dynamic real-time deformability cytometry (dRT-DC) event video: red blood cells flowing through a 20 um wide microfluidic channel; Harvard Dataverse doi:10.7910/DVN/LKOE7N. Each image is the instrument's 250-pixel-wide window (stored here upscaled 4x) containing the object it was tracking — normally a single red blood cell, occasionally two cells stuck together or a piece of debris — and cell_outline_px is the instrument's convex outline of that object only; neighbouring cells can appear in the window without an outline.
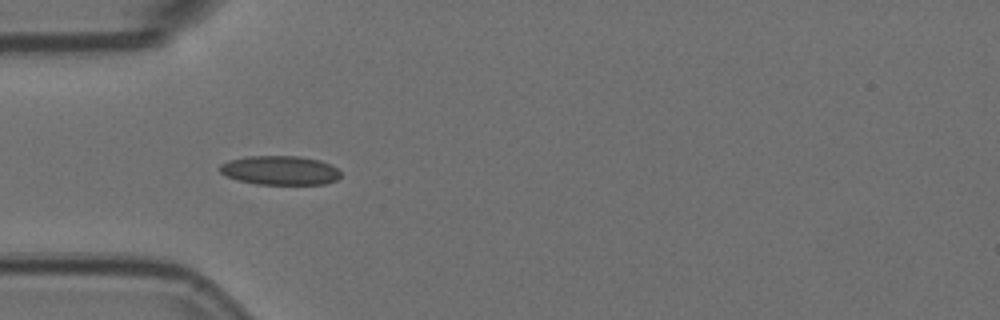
{"species": "Egyptian fruit bat (a non-hibernating species)", "species_latin": "Rousettus aegyptiacus", "temperature_condition": "room temperature", "stored_images_in_passage": 15, "camera_frame_rate_fps": 3000, "um_per_image_px": 0.085, "animal": {"sex": "female"}, "frame": {"image": 1, "passage_image": 5, "time_ms": 1.333, "image_size_px": [1000, 320], "cell_outline_px": [[340, 176], [336, 180], [324, 184], [256, 184], [236, 180], [224, 176], [216, 168], [220, 164], [228, 160], [248, 156], [300, 156], [320, 160], [336, 168], [340, 172]], "centroid_in_image_um": [23.72, 14.48], "position_along_channel_um": 61.3, "area_um2": 20.69}}
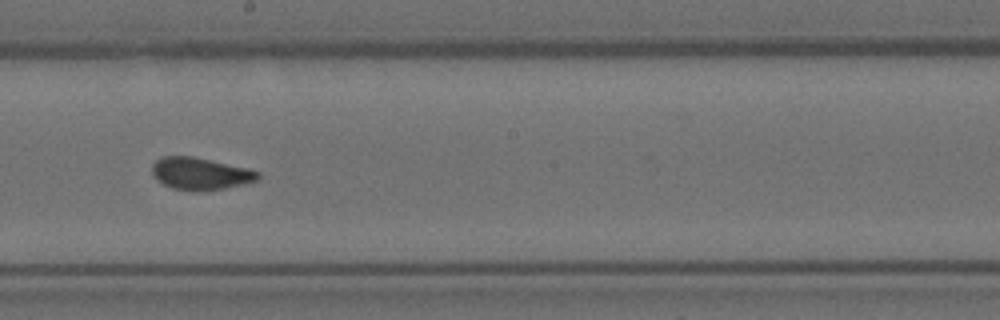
{"frame": {"image": 2, "passage_image": 9, "time_ms": 2.667, "image_size_px": [1000, 320], "cell_outline_px": [[260, 176], [256, 180], [224, 188], [200, 192], [196, 192], [172, 188], [156, 180], [152, 176], [152, 164], [160, 156], [192, 156], [248, 168], [260, 172]], "centroid_in_image_um": [16.97, 14.76], "position_along_channel_um": 231.2, "area_um2": 19.94}}
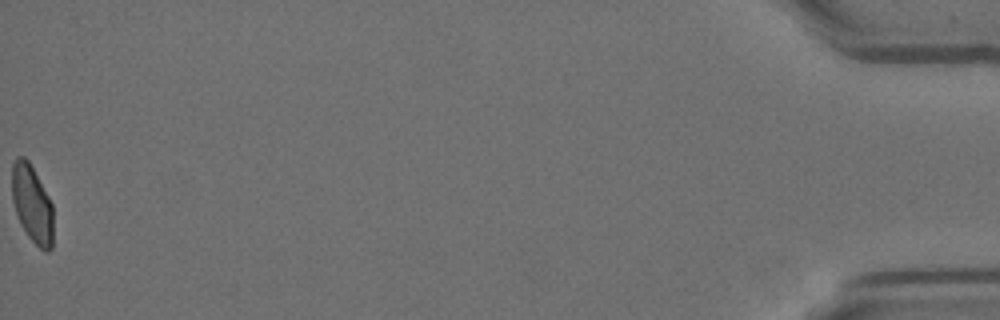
{"frame": {"image": 3, "passage_image": 15, "time_ms": 4.667, "image_size_px": [1000, 320], "cell_outline_px": [[52, 248], [48, 252], [44, 252], [28, 236], [20, 224], [12, 200], [12, 164], [16, 156], [24, 156], [28, 160], [48, 196], [52, 204]], "centroid_in_image_um": [2.71, 17.33], "position_along_channel_um": 432.5, "area_um2": 18.55}}